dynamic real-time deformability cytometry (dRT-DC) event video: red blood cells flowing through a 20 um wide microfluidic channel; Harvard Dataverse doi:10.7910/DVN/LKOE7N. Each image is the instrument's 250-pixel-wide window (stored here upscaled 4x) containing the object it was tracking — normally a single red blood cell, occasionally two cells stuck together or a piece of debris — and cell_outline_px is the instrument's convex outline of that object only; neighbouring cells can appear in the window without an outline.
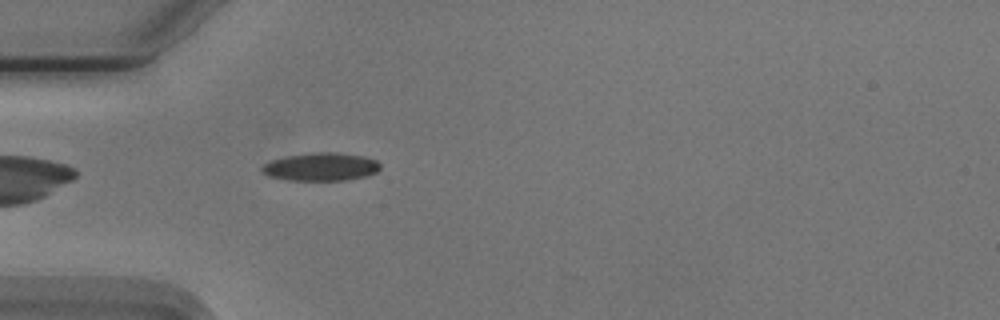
{"species": "Egyptian fruit bat (a non-hibernating species)", "species_latin": "Rousettus aegyptiacus", "temperature_condition": "cold", "stored_images_in_passage": 34, "camera_frame_rate_fps": 3000, "um_per_image_px": 0.085, "animal": {"sex": "male"}, "frame": {"image": 1, "passage_image": 3, "time_ms": 0.667, "image_size_px": [1000, 320], "cell_outline_px": [[380, 168], [376, 172], [364, 176], [344, 180], [288, 180], [268, 176], [260, 172], [260, 168], [264, 164], [272, 160], [288, 156], [312, 152], [336, 152], [364, 156], [376, 160], [380, 164]], "centroid_in_image_um": [27.25, 14.17], "position_along_channel_um": 57.7, "area_um2": 19.31}}
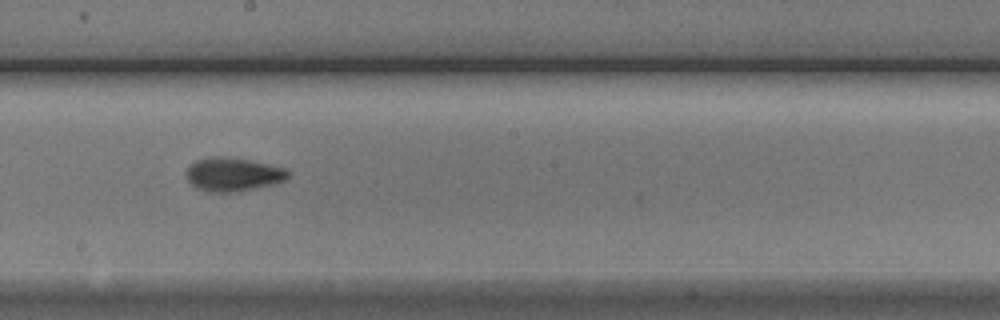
{"frame": {"image": 2, "passage_image": 17, "time_ms": 5.333, "image_size_px": [1000, 320], "cell_outline_px": [[288, 176], [284, 180], [272, 184], [256, 188], [236, 192], [208, 192], [196, 188], [188, 180], [188, 168], [196, 160], [212, 156], [216, 156], [248, 160], [268, 164], [284, 168], [288, 172]], "centroid_in_image_um": [19.79, 14.83], "position_along_channel_um": 228.4, "area_um2": 19.54}}
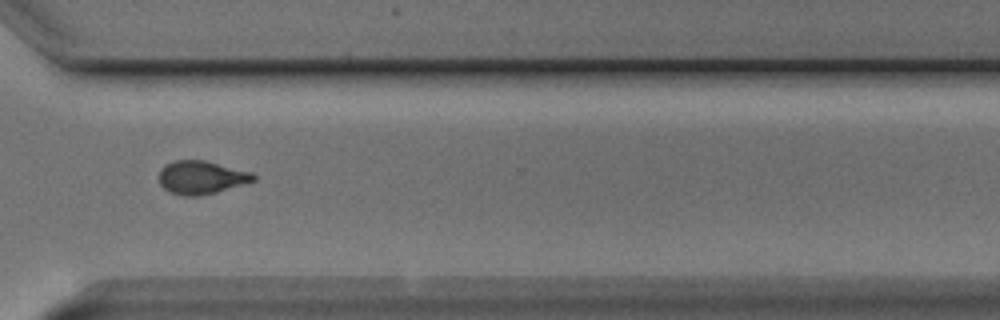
{"frame": {"image": 3, "passage_image": 27, "time_ms": 8.667, "image_size_px": [1000, 320], "cell_outline_px": [[256, 180], [216, 192], [200, 196], [184, 196], [168, 192], [160, 184], [160, 168], [176, 160], [204, 160], [252, 172], [256, 176]], "centroid_in_image_um": [17.11, 15.09], "position_along_channel_um": 353.5, "area_um2": 18.21}, "authors_computed_cell_mechanics": {"area_um2": 18.6983, "velocity_mm_per_s": 3.7564, "shape_relaxation_time_tau1_ms": 3.613, "shape_relaxation_time_tau2_ms": 3.2311, "deformation_change_tau1": 0.1247, "deformation_change_tau2": 0.0905}}